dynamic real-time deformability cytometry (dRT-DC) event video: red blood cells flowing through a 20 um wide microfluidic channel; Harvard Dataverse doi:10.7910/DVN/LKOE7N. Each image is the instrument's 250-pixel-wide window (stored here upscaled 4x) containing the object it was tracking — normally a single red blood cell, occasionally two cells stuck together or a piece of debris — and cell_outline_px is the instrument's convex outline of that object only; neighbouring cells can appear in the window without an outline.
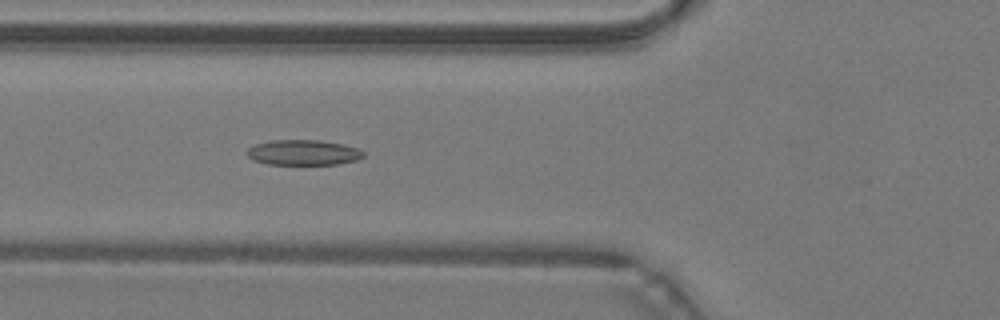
{"species": "common noctule bat (a hibernating species)", "species_latin": "Nyctalus noctula", "temperature_condition": "warm", "stored_images_in_passage": 44, "camera_frame_rate_fps": 3000, "um_per_image_px": 0.085, "animal": {"sex": "male", "body_mass_g": 19.2, "forearm_length_mm": 51.8}, "frame": {"image": 1, "passage_image": 14, "time_ms": 4.333, "image_size_px": [1000, 320], "cell_outline_px": [[364, 156], [356, 160], [336, 164], [268, 164], [252, 160], [248, 156], [248, 148], [256, 144], [272, 140], [320, 140], [344, 144], [360, 148], [364, 152]], "centroid_in_image_um": [25.81, 12.96], "position_along_channel_um": 100.0, "area_um2": 17.17}}
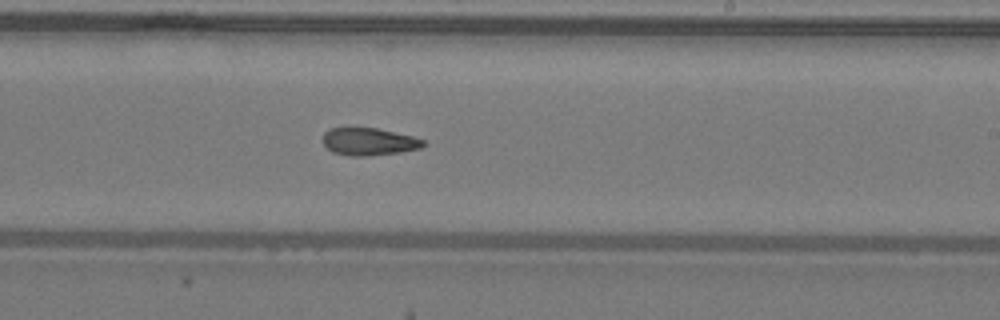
{"frame": {"image": 2, "passage_image": 25, "time_ms": 8.0, "image_size_px": [1000, 320], "cell_outline_px": [[424, 144], [420, 148], [400, 152], [364, 156], [352, 156], [332, 152], [324, 144], [324, 132], [328, 128], [352, 124], [376, 128], [412, 136], [424, 140]], "centroid_in_image_um": [31.28, 11.98], "position_along_channel_um": 257.7, "area_um2": 16.53}}
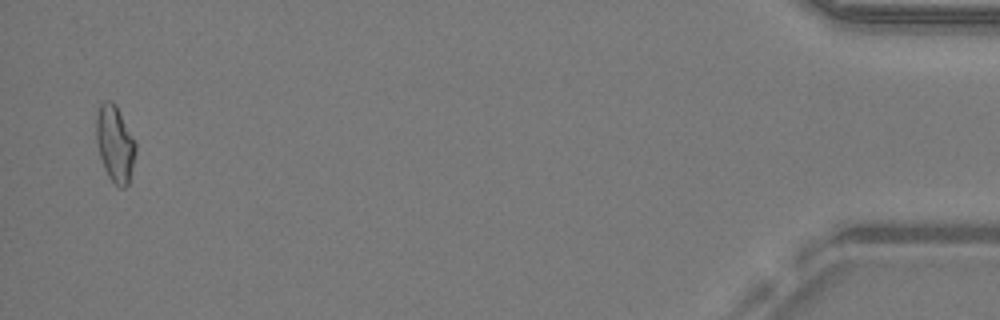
{"frame": {"image": 3, "passage_image": 43, "time_ms": 14.0, "image_size_px": [1000, 320], "cell_outline_px": [[136, 152], [128, 184], [124, 188], [120, 188], [108, 176], [104, 168], [100, 156], [96, 140], [96, 116], [100, 104], [104, 100], [112, 100], [116, 104], [136, 140]], "centroid_in_image_um": [9.78, 12.17], "position_along_channel_um": 425.4, "area_um2": 17.74}, "authors_computed_cell_mechanics": {"area_um2": 17.051, "velocity_mm_per_s": 4.2911, "shape_relaxation_time_tau1_ms": null, "shape_relaxation_time_tau2_ms": 5.3948, "deformation_change_tau1": null, "deformation_change_tau2": 0.1374}}